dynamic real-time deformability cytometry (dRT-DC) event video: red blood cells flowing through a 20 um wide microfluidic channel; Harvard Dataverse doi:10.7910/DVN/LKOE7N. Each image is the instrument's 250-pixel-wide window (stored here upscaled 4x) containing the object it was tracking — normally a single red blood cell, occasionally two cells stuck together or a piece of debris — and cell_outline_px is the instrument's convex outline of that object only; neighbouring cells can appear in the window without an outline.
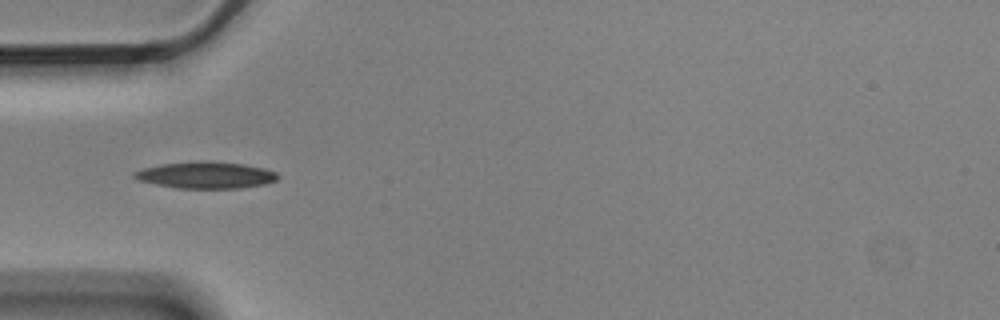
{"species": "Egyptian fruit bat (a non-hibernating species)", "species_latin": "Rousettus aegyptiacus", "temperature_condition": "cold", "stored_images_in_passage": 6, "camera_frame_rate_fps": 3000, "um_per_image_px": 0.085, "animal": {"sex": "male"}, "frame": {"image": 1, "passage_image": 5, "time_ms": 1.333, "image_size_px": [1000, 320], "cell_outline_px": [[280, 176], [276, 180], [264, 184], [240, 188], [176, 188], [156, 184], [140, 180], [132, 176], [132, 172], [144, 168], [164, 164], [200, 160], [212, 160], [244, 164], [264, 168], [276, 172]], "centroid_in_image_um": [17.52, 14.87], "position_along_channel_um": 67.5, "area_um2": 22.37}}
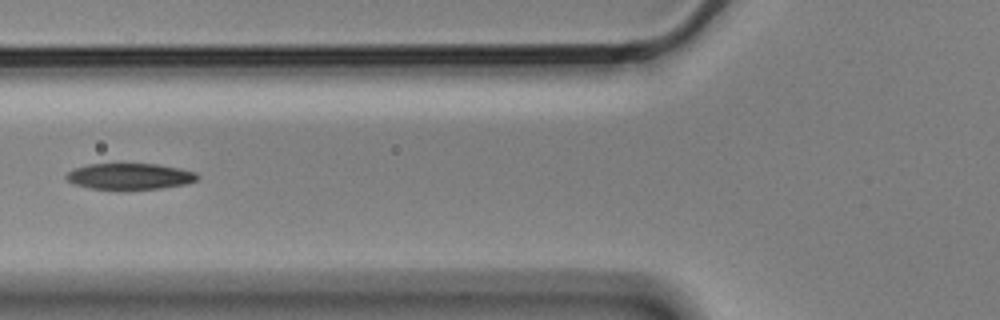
{"frame": {"image": 2, "passage_image": 6, "time_ms": 1.667, "image_size_px": [1000, 320], "cell_outline_px": [[200, 176], [196, 180], [184, 184], [160, 188], [92, 188], [76, 184], [68, 180], [64, 176], [68, 172], [76, 168], [88, 164], [156, 164], [180, 168], [196, 172]], "centroid_in_image_um": [11.06, 14.96], "position_along_channel_um": 114.7, "area_um2": 19.42}}